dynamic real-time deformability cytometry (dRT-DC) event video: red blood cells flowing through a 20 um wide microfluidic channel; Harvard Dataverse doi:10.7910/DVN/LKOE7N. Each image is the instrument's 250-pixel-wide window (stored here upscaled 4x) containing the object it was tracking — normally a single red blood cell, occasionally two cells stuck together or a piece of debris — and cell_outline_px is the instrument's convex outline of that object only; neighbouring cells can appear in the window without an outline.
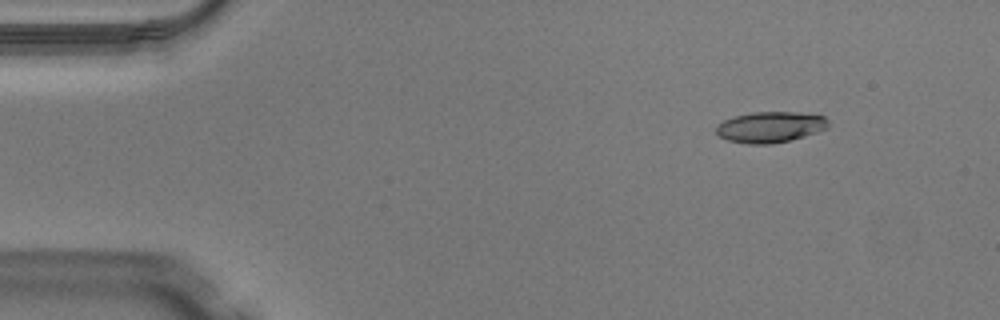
{"species": "Egyptian fruit bat (a non-hibernating species)", "species_latin": "Rousettus aegyptiacus", "temperature_condition": "warm", "stored_images_in_passage": 44, "camera_frame_rate_fps": 3000, "um_per_image_px": 0.085, "animal": {"sex": "male"}, "frame": {"image": 1, "passage_image": 1, "time_ms": 0.0, "image_size_px": [1000, 320], "cell_outline_px": [[828, 128], [804, 136], [772, 144], [748, 144], [728, 140], [720, 136], [716, 132], [716, 124], [724, 120], [736, 116], [752, 112], [796, 112], [824, 116], [828, 120]], "centroid_in_image_um": [65.46, 10.8], "position_along_channel_um": 19.5, "area_um2": 20.06}}
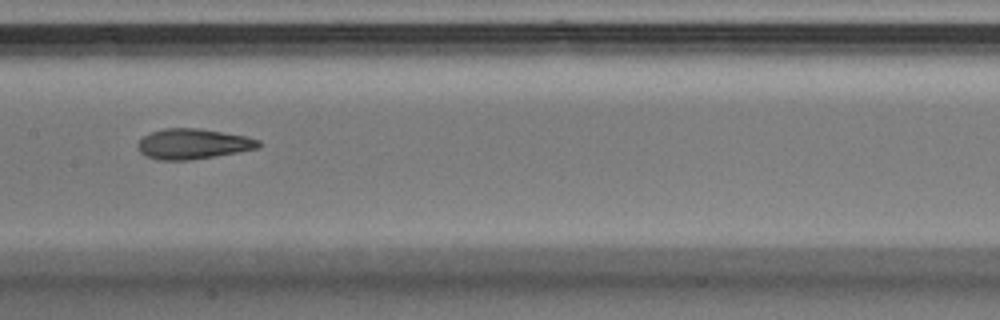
{"frame": {"image": 2, "passage_image": 20, "time_ms": 6.333, "image_size_px": [1000, 320], "cell_outline_px": [[260, 148], [240, 152], [216, 156], [188, 160], [156, 160], [144, 156], [136, 148], [136, 144], [144, 136], [152, 132], [164, 128], [196, 128], [244, 136], [260, 140]], "centroid_in_image_um": [16.37, 12.25], "position_along_channel_um": 191.0, "area_um2": 21.39}}
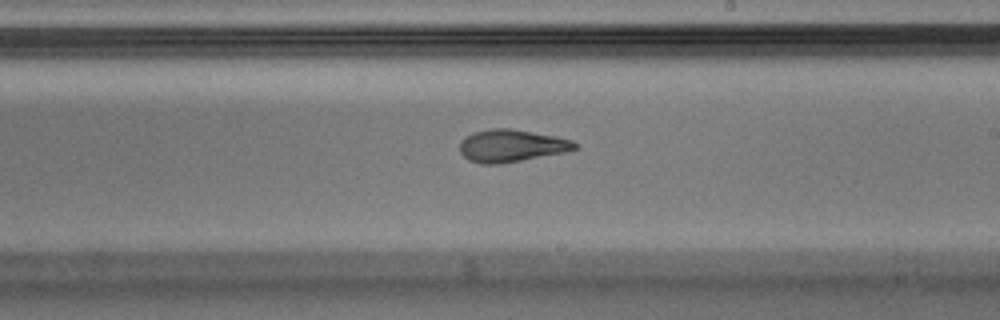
{"frame": {"image": 3, "passage_image": 24, "time_ms": 7.667, "image_size_px": [1000, 320], "cell_outline_px": [[580, 144], [576, 148], [564, 152], [520, 160], [496, 164], [480, 164], [468, 160], [460, 152], [460, 140], [464, 136], [472, 132], [488, 128], [512, 128], [556, 136], [572, 140]], "centroid_in_image_um": [43.43, 12.36], "position_along_channel_um": 245.6, "area_um2": 21.85}, "authors_computed_cell_mechanics": {"area_um2": 21.3282, "velocity_mm_per_s": 4.1044, "shape_relaxation_time_tau1_ms": 3.9858, "shape_relaxation_time_tau2_ms": 1.7703, "deformation_change_tau1": 0.1866, "deformation_change_tau2": 0.1057}}